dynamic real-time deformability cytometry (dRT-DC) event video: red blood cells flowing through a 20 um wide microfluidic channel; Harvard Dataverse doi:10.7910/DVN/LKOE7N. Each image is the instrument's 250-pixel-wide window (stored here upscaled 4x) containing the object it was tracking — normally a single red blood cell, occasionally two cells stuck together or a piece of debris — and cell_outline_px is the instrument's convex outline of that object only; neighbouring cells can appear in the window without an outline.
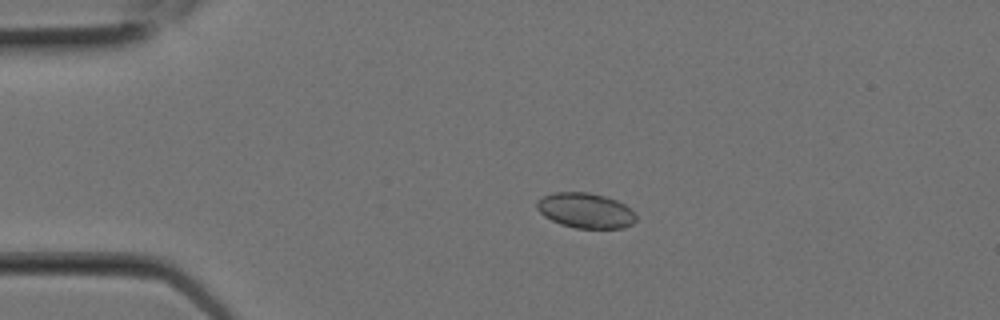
{"species": "Egyptian fruit bat (a non-hibernating species)", "species_latin": "Rousettus aegyptiacus", "temperature_condition": "room temperature", "stored_images_in_passage": 10, "camera_frame_rate_fps": 3000, "um_per_image_px": 0.085, "animal": {"sex": "female"}, "frame": {"image": 1, "passage_image": 4, "time_ms": 1.0, "image_size_px": [1000, 320], "cell_outline_px": [[636, 220], [632, 224], [624, 228], [576, 228], [560, 224], [544, 216], [536, 208], [536, 200], [544, 196], [556, 192], [588, 192], [604, 196], [616, 200], [624, 204], [636, 216]], "centroid_in_image_um": [49.74, 17.89], "position_along_channel_um": 35.3, "area_um2": 20.23}}
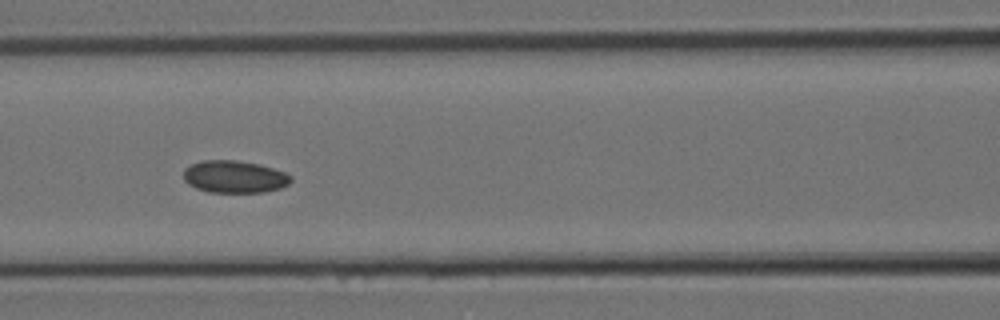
{"frame": {"image": 2, "passage_image": 9, "time_ms": 2.667, "image_size_px": [1000, 320], "cell_outline_px": [[292, 180], [288, 184], [280, 188], [264, 192], [208, 192], [196, 188], [188, 184], [184, 180], [184, 168], [192, 164], [204, 160], [236, 160], [260, 164], [284, 172], [292, 176]], "centroid_in_image_um": [19.93, 15.02], "position_along_channel_um": 146.7, "area_um2": 20.23}}
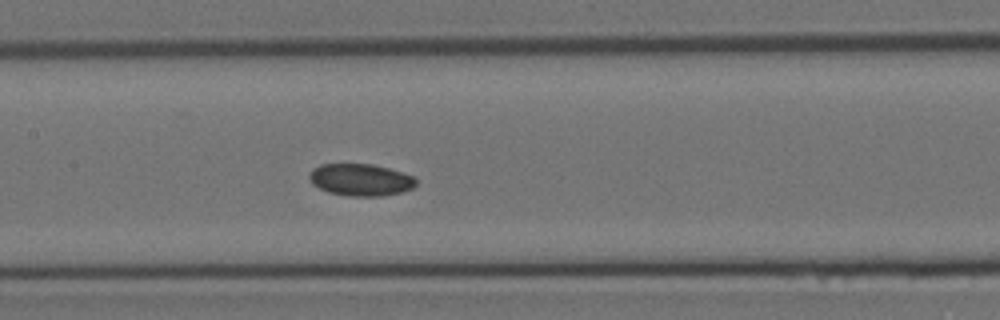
{"frame": {"image": 3, "passage_image": 10, "time_ms": 3.0, "image_size_px": [1000, 320], "cell_outline_px": [[416, 184], [412, 188], [400, 192], [380, 196], [348, 196], [328, 192], [312, 184], [308, 176], [312, 168], [320, 164], [372, 164], [388, 168], [416, 176]], "centroid_in_image_um": [30.64, 15.27], "position_along_channel_um": 176.8, "area_um2": 20.0}}